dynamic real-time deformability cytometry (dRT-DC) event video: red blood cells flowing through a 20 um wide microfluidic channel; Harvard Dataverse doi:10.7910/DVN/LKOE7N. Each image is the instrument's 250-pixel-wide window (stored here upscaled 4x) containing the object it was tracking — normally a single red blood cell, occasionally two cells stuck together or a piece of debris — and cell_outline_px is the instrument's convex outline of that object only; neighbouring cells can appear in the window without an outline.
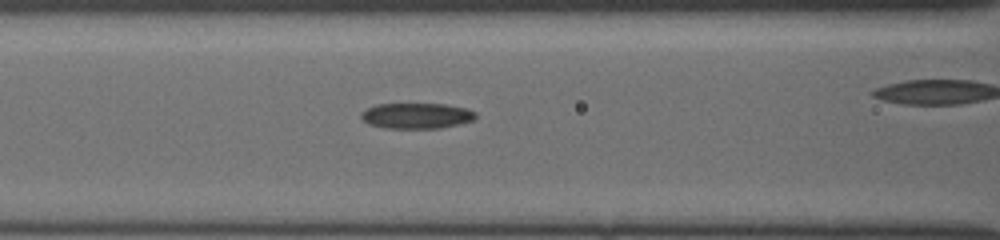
{"species": "common noctule bat (a hibernating species)", "species_latin": "Nyctalus noctula", "temperature_condition": "cold", "stored_images_in_passage": 47, "camera_frame_rate_fps": 3000, "um_per_image_px": 0.085, "animal": {"sex": "female", "body_mass_g": 19.5, "forearm_length_mm": 54.1}, "frame": {"image": 1, "passage_image": 30, "time_ms": 8.333, "image_size_px": [1000, 240], "cell_outline_px": [[476, 116], [472, 120], [440, 128], [384, 128], [368, 124], [360, 116], [360, 112], [376, 104], [448, 104], [468, 108], [476, 112]], "centroid_in_image_um": [35.39, 9.83], "position_along_channel_um": 131.2, "area_um2": 17.11}}
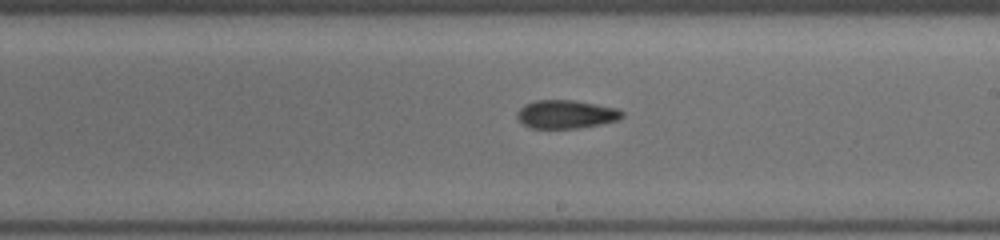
{"frame": {"image": 2, "passage_image": 36, "time_ms": 11.0, "image_size_px": [1000, 240], "cell_outline_px": [[624, 116], [616, 120], [600, 124], [576, 128], [532, 128], [524, 124], [516, 116], [516, 112], [524, 104], [536, 100], [572, 100], [616, 108], [624, 112]], "centroid_in_image_um": [48.09, 9.71], "position_along_channel_um": 240.9, "area_um2": 17.17}}
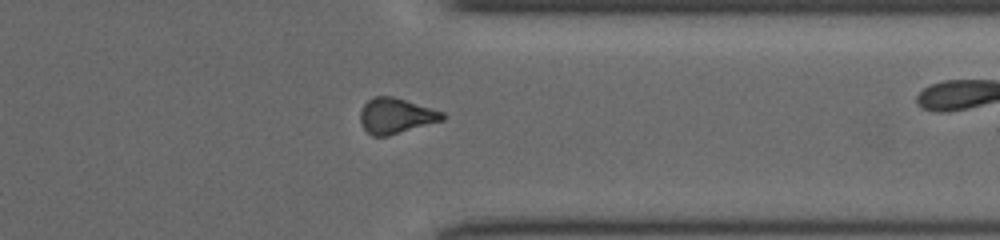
{"frame": {"image": 3, "passage_image": 43, "time_ms": 14.333, "image_size_px": [1000, 240], "cell_outline_px": [[444, 120], [388, 136], [372, 136], [360, 124], [360, 112], [364, 104], [372, 96], [392, 96], [444, 112]], "centroid_in_image_um": [33.63, 9.85], "position_along_channel_um": 377.8, "area_um2": 16.94}}